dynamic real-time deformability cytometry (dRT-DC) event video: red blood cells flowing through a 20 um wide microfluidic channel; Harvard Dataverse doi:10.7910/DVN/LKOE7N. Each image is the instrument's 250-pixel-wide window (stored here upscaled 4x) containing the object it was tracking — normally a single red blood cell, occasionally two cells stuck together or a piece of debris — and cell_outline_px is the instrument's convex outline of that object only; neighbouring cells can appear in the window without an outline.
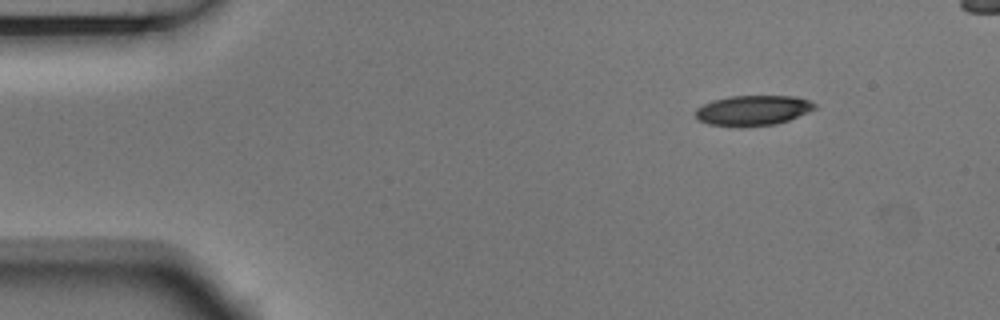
{"species": "Egyptian fruit bat (a non-hibernating species)", "species_latin": "Rousettus aegyptiacus", "temperature_condition": "room temperature", "stored_images_in_passage": 5, "camera_frame_rate_fps": 3000, "um_per_image_px": 0.085, "animal": {"sex": "male"}, "frame": {"image": 1, "passage_image": 1, "time_ms": 0.0, "image_size_px": [1000, 320], "cell_outline_px": [[816, 108], [808, 112], [788, 120], [776, 124], [744, 128], [740, 128], [708, 124], [696, 120], [696, 108], [712, 100], [728, 96], [796, 96], [808, 100], [816, 104]], "centroid_in_image_um": [63.96, 9.4], "position_along_channel_um": 21.0, "area_um2": 21.33}}
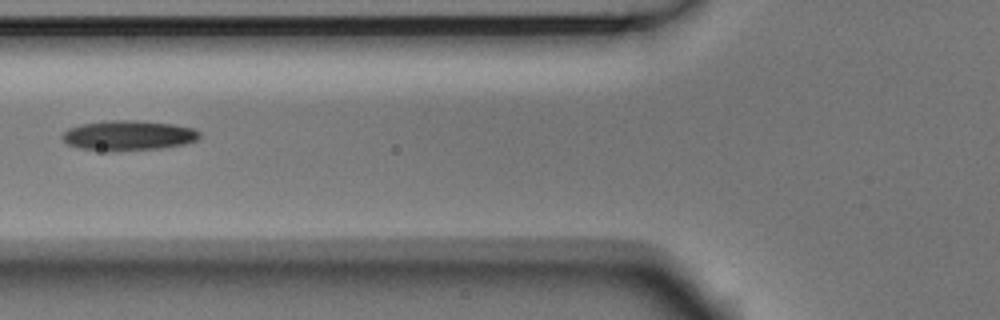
{"frame": {"image": 2, "passage_image": 5, "time_ms": 1.333, "image_size_px": [1000, 320], "cell_outline_px": [[200, 136], [196, 140], [184, 144], [160, 148], [108, 152], [80, 148], [68, 144], [60, 136], [68, 128], [80, 124], [104, 120], [136, 120], [172, 124], [192, 128], [200, 132]], "centroid_in_image_um": [10.87, 11.51], "position_along_channel_um": 114.9, "area_um2": 24.16}}